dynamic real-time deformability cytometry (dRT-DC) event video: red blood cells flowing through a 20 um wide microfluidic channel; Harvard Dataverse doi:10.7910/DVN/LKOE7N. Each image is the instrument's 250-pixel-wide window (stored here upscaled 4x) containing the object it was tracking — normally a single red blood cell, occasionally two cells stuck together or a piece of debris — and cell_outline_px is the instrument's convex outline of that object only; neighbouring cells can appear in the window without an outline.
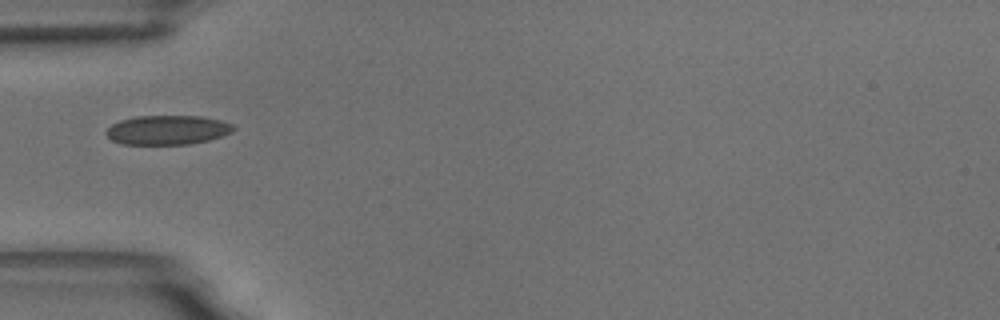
{"species": "common noctule bat (a hibernating species)", "species_latin": "Nyctalus noctula", "temperature_condition": "room temperature", "stored_images_in_passage": 11, "camera_frame_rate_fps": 3000, "um_per_image_px": 0.085, "animal": {"sex": "male", "body_mass_g": 18.8}, "frame": {"image": 1, "passage_image": 1, "time_ms": 0.0, "image_size_px": [1000, 320], "cell_outline_px": [[236, 128], [232, 132], [208, 140], [188, 144], [124, 144], [112, 140], [104, 132], [112, 124], [120, 120], [136, 116], [200, 116], [220, 120], [232, 124]], "centroid_in_image_um": [14.23, 11.04], "position_along_channel_um": 70.8, "area_um2": 21.62}}
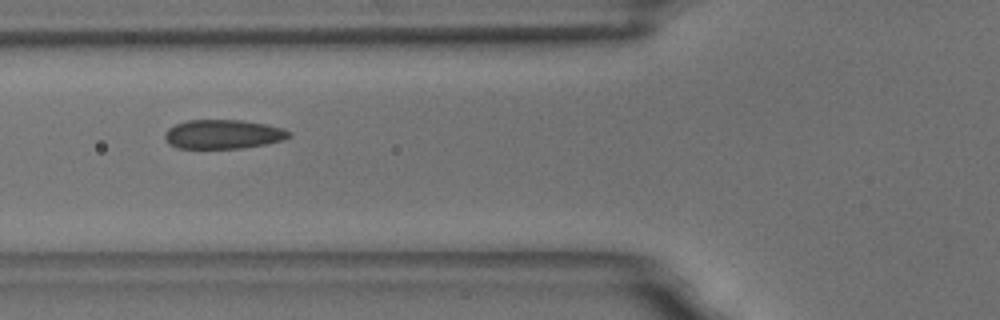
{"frame": {"image": 2, "passage_image": 2, "time_ms": 1.0, "image_size_px": [1000, 320], "cell_outline_px": [[292, 136], [284, 140], [244, 148], [176, 148], [168, 144], [164, 136], [164, 132], [168, 128], [176, 124], [188, 120], [240, 120], [264, 124], [284, 128], [292, 132]], "centroid_in_image_um": [18.97, 11.41], "position_along_channel_um": 106.8, "area_um2": 21.21}}
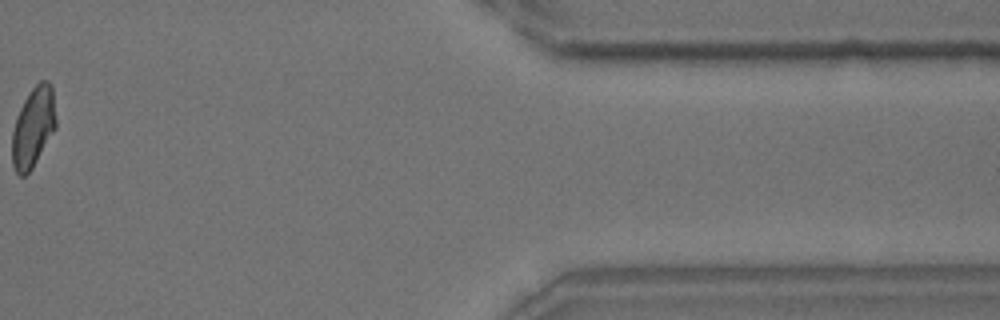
{"frame": {"image": 3, "passage_image": 10, "time_ms": 11.0, "image_size_px": [1000, 320], "cell_outline_px": [[56, 128], [32, 168], [24, 176], [20, 176], [16, 172], [12, 164], [12, 132], [20, 108], [24, 100], [32, 88], [40, 80], [48, 80], [52, 84], [56, 120]], "centroid_in_image_um": [2.83, 10.79], "position_along_channel_um": 408.6, "area_um2": 20.4}, "authors_computed_cell_mechanics": {"area_um2": 20.8658, "velocity_mm_per_s": 3.5484, "shape_relaxation_time_tau1_ms": 3.0266, "shape_relaxation_time_tau2_ms": 0.8705, "deformation_change_tau1": 0.0941, "deformation_change_tau2": 0.0392}}